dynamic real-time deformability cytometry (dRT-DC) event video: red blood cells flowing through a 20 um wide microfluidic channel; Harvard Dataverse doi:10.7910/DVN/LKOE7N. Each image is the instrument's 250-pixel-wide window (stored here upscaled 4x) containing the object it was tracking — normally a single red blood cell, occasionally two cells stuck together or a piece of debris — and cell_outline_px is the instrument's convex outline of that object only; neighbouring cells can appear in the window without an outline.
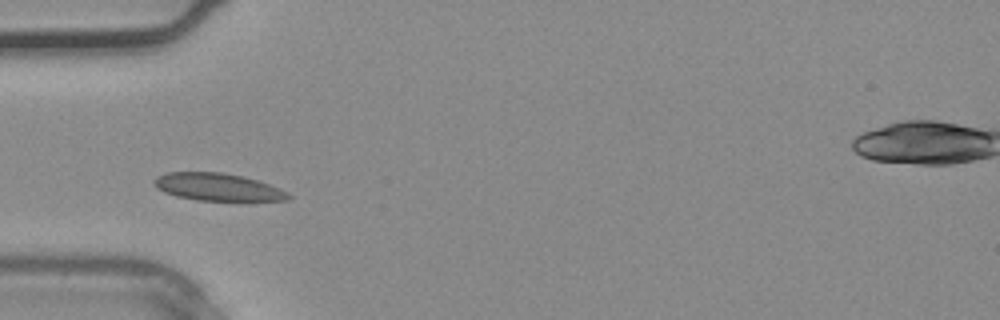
{"species": "common noctule bat (a hibernating species)", "species_latin": "Nyctalus noctula", "temperature_condition": "warm", "stored_images_in_passage": 2, "camera_frame_rate_fps": 3000, "um_per_image_px": 0.085, "animal": {"sex": "male", "body_mass_g": 20.4}, "frame": {"image": 1, "passage_image": 2, "time_ms": 0.333, "image_size_px": [1000, 320], "cell_outline_px": [[292, 196], [288, 200], [196, 200], [176, 196], [164, 192], [156, 188], [152, 184], [152, 180], [156, 176], [168, 172], [224, 172], [244, 176], [280, 188], [288, 192]], "centroid_in_image_um": [18.46, 15.88], "position_along_channel_um": 66.5, "area_um2": 21.56}}